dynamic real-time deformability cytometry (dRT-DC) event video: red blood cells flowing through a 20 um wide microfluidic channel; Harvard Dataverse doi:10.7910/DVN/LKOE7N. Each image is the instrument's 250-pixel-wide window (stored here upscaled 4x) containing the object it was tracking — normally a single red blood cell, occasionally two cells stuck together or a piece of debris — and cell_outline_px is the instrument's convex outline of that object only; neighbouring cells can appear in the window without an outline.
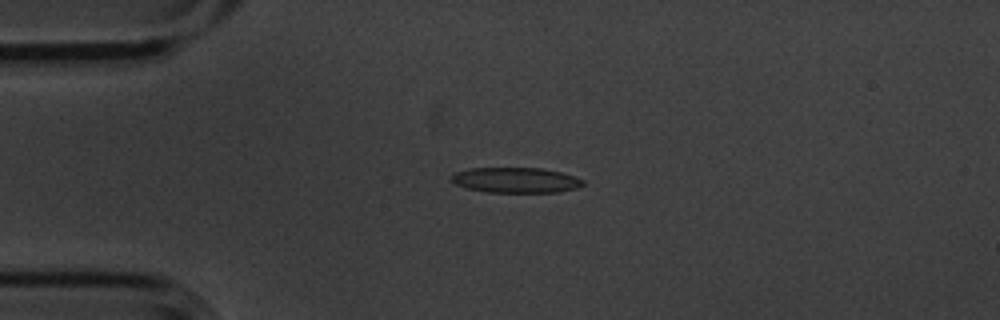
{"species": "common noctule bat (a hibernating species)", "species_latin": "Nyctalus noctula", "temperature_condition": "cold", "stored_images_in_passage": 7, "camera_frame_rate_fps": 3000, "um_per_image_px": 0.085, "animal": {"sex": "male", "body_mass_g": 20.1, "forearm_length_mm": 53.5}, "frame": {"image": 1, "passage_image": 4, "time_ms": 1.0, "image_size_px": [1000, 320], "cell_outline_px": [[584, 184], [576, 188], [560, 192], [488, 192], [468, 188], [456, 184], [452, 180], [452, 176], [456, 172], [472, 168], [540, 168], [560, 172], [576, 176], [584, 180]], "centroid_in_image_um": [43.9, 15.31], "position_along_channel_um": 41.1, "area_um2": 19.25}}
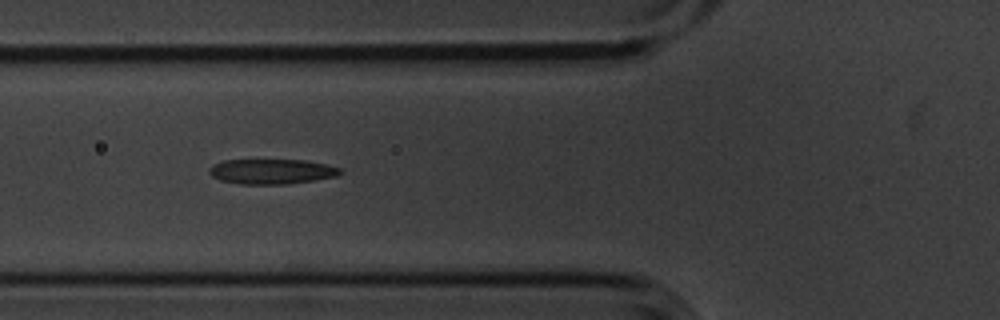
{"frame": {"image": 2, "passage_image": 6, "time_ms": 1.667, "image_size_px": [1000, 320], "cell_outline_px": [[344, 172], [336, 176], [288, 184], [240, 184], [220, 180], [212, 176], [208, 172], [208, 168], [212, 164], [224, 160], [308, 160], [340, 168]], "centroid_in_image_um": [23.06, 14.57], "position_along_channel_um": 102.7, "area_um2": 19.13}}
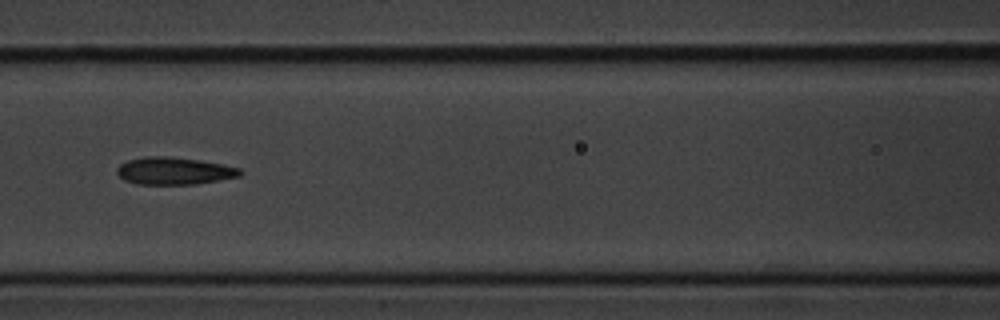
{"frame": {"image": 3, "passage_image": 7, "time_ms": 2.0, "image_size_px": [1000, 320], "cell_outline_px": [[244, 172], [240, 176], [220, 180], [196, 184], [136, 184], [124, 180], [116, 172], [116, 168], [120, 164], [128, 160], [144, 156], [168, 156], [200, 160], [224, 164], [240, 168]], "centroid_in_image_um": [14.82, 14.52], "position_along_channel_um": 151.8, "area_um2": 19.83}}